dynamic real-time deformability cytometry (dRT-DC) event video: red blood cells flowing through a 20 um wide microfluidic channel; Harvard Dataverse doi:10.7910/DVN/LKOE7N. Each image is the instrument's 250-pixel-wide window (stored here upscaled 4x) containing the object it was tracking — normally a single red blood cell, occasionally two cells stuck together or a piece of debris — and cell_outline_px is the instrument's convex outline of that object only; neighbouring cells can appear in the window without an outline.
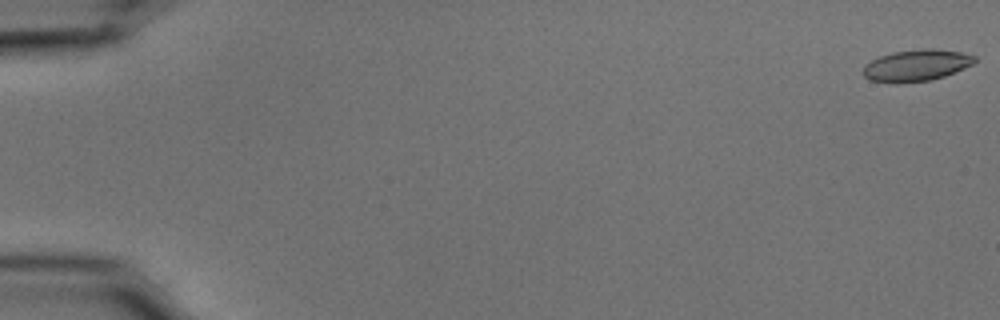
{"species": "common noctule bat (a hibernating species)", "species_latin": "Nyctalus noctula", "temperature_condition": "cold", "stored_images_in_passage": 55, "camera_frame_rate_fps": 3000, "um_per_image_px": 0.085, "animal": {"sex": "male", "body_mass_g": 15.6}, "frame": {"image": 1, "passage_image": 1, "time_ms": 0.0, "image_size_px": [1000, 320], "cell_outline_px": [[976, 60], [972, 64], [964, 68], [944, 76], [932, 80], [896, 84], [892, 84], [868, 80], [860, 72], [864, 64], [880, 56], [892, 52], [924, 48], [936, 48], [960, 52], [976, 56]], "centroid_in_image_um": [77.83, 5.57], "position_along_channel_um": 7.2, "area_um2": 20.92}}
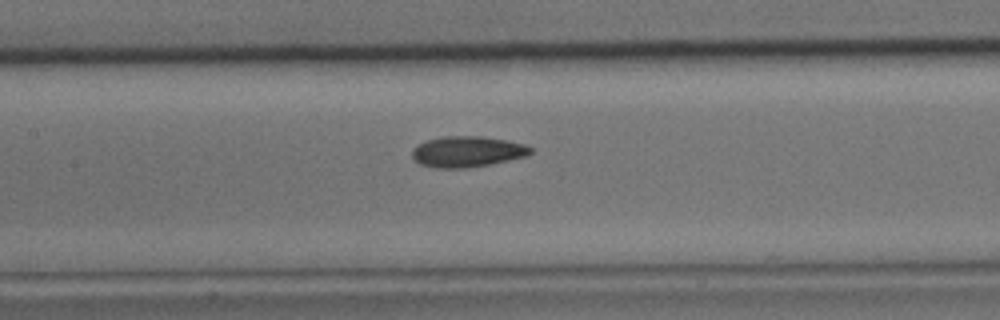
{"frame": {"image": 2, "passage_image": 27, "time_ms": 8.667, "image_size_px": [1000, 320], "cell_outline_px": [[532, 152], [528, 156], [468, 168], [436, 168], [420, 164], [412, 156], [412, 148], [416, 144], [440, 136], [484, 136], [508, 140], [524, 144], [532, 148]], "centroid_in_image_um": [39.71, 12.88], "position_along_channel_um": 167.7, "area_um2": 21.44}}
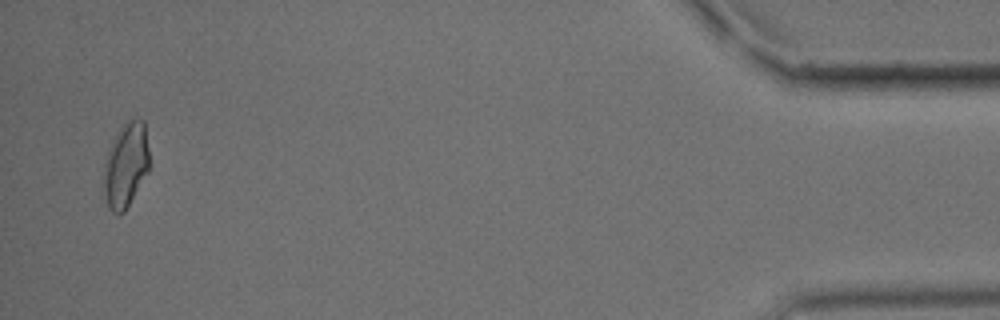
{"frame": {"image": 3, "passage_image": 54, "time_ms": 17.667, "image_size_px": [1000, 320], "cell_outline_px": [[148, 172], [124, 212], [120, 216], [112, 212], [108, 208], [100, 188], [104, 164], [108, 148], [116, 132], [128, 120], [136, 116], [144, 120], [148, 148]], "centroid_in_image_um": [10.64, 14.06], "position_along_channel_um": 424.6, "area_um2": 23.24}, "authors_computed_cell_mechanics": {"area_um2": 20.808, "velocity_mm_per_s": 3.6915, "shape_relaxation_time_tau1_ms": null, "shape_relaxation_time_tau2_ms": 2.5842, "deformation_change_tau1": null, "deformation_change_tau2": 0.0893}}